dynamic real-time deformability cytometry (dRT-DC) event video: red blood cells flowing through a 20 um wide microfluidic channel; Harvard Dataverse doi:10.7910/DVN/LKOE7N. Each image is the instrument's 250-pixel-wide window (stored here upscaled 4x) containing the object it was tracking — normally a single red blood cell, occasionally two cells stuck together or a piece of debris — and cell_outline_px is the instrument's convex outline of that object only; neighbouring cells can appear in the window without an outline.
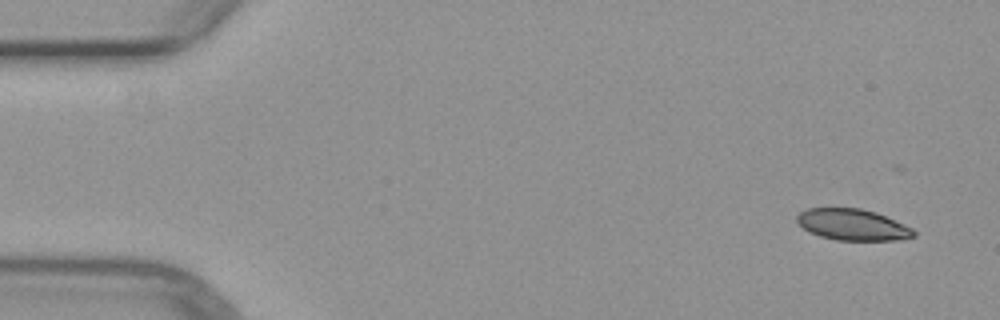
{"species": "common noctule bat (a hibernating species)", "species_latin": "Nyctalus noctula", "temperature_condition": "warm", "stored_images_in_passage": 6, "segment_of_instrument_passage": [2, 2], "camera_frame_rate_fps": 3000, "um_per_image_px": 0.085, "animal": {"sex": "female", "body_mass_g": 29.2, "forearm_length_mm": 56.3}, "frame": {"image": 1, "passage_image": 6, "time_ms": 6.0, "image_size_px": [1000, 320], "cell_outline_px": [[916, 236], [896, 240], [836, 240], [820, 236], [804, 228], [796, 220], [796, 216], [800, 212], [808, 208], [860, 208], [876, 212], [912, 228], [916, 232]], "centroid_in_image_um": [72.48, 19.09], "position_along_channel_um": 12.5, "area_um2": 21.1}}